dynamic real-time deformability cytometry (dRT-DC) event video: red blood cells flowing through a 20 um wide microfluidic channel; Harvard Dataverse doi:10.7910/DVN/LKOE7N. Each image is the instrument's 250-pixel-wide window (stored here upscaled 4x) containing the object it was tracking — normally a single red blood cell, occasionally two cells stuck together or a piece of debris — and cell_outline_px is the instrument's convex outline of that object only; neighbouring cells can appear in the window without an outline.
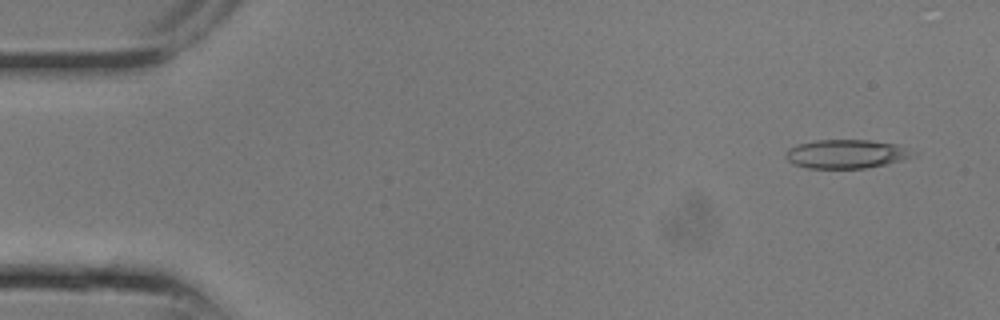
{"species": "common noctule bat (a hibernating species)", "species_latin": "Nyctalus noctula", "temperature_condition": "room temperature", "stored_images_in_passage": 9, "camera_frame_rate_fps": 3000, "um_per_image_px": 0.085, "animal": {"sex": "male", "body_mass_g": 13.3}, "frame": {"image": 1, "passage_image": 2, "time_ms": 0.333, "image_size_px": [1000, 320], "cell_outline_px": [[916, 156], [888, 164], [864, 168], [808, 168], [792, 164], [784, 156], [788, 148], [796, 144], [816, 140], [868, 140], [896, 144], [908, 148], [916, 152]], "centroid_in_image_um": [71.94, 13.08], "position_along_channel_um": 13.1, "area_um2": 21.56}}
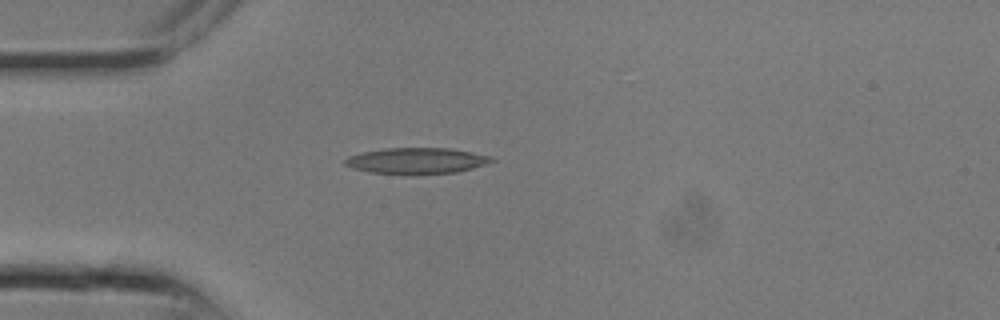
{"frame": {"image": 2, "passage_image": 7, "time_ms": 2.0, "image_size_px": [1000, 320], "cell_outline_px": [[496, 160], [472, 168], [456, 172], [416, 176], [408, 176], [368, 172], [352, 168], [344, 164], [344, 160], [348, 156], [364, 152], [384, 148], [448, 148], [472, 152], [488, 156]], "centroid_in_image_um": [35.35, 13.69], "position_along_channel_um": 49.6, "area_um2": 22.66}}
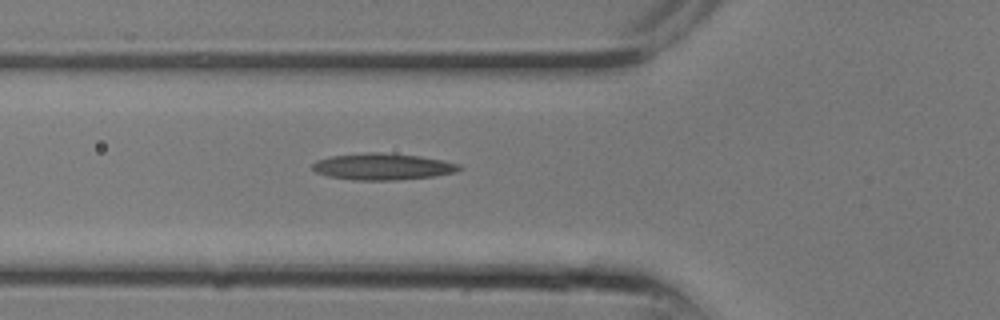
{"frame": {"image": 3, "passage_image": 9, "time_ms": 2.667, "image_size_px": [1000, 320], "cell_outline_px": [[464, 168], [456, 172], [432, 176], [396, 180], [352, 180], [328, 176], [316, 172], [312, 168], [312, 164], [316, 160], [332, 156], [364, 152], [380, 152], [420, 156], [460, 164]], "centroid_in_image_um": [32.51, 14.16], "position_along_channel_um": 93.3, "area_um2": 22.72}}